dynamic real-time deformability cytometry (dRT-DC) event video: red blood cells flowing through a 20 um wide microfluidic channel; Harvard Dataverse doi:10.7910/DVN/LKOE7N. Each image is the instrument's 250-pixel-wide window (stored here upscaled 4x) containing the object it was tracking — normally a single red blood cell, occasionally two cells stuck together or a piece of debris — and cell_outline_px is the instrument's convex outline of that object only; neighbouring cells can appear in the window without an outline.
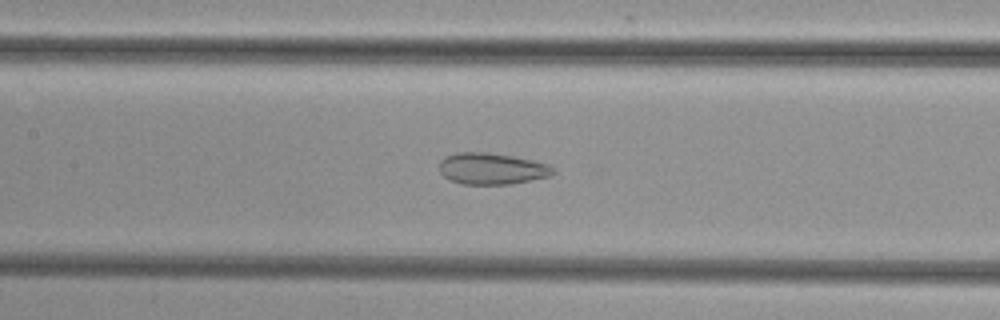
{"species": "common noctule bat (a hibernating species)", "species_latin": "Nyctalus noctula", "temperature_condition": "cold", "stored_images_in_passage": 37, "camera_frame_rate_fps": 3000, "um_per_image_px": 0.085, "animal": {"sex": "female", "body_mass_g": 29.2, "forearm_length_mm": 56.3}, "frame": {"image": 1, "passage_image": 10, "time_ms": 3.0, "image_size_px": [1000, 320], "cell_outline_px": [[556, 172], [552, 176], [512, 184], [464, 184], [448, 180], [440, 172], [440, 160], [444, 156], [460, 152], [488, 152], [512, 156], [532, 160], [548, 164], [556, 168]], "centroid_in_image_um": [41.83, 14.34], "position_along_channel_um": 165.6, "area_um2": 21.1}}
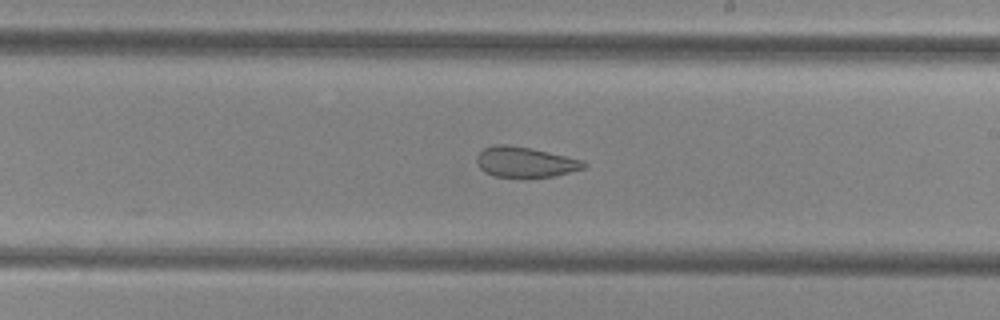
{"frame": {"image": 2, "passage_image": 16, "time_ms": 5.0, "image_size_px": [1000, 320], "cell_outline_px": [[588, 164], [584, 168], [556, 176], [496, 176], [484, 172], [476, 164], [476, 156], [484, 148], [496, 144], [508, 144], [532, 148], [584, 160]], "centroid_in_image_um": [44.64, 13.75], "position_along_channel_um": 244.4, "area_um2": 18.9}}
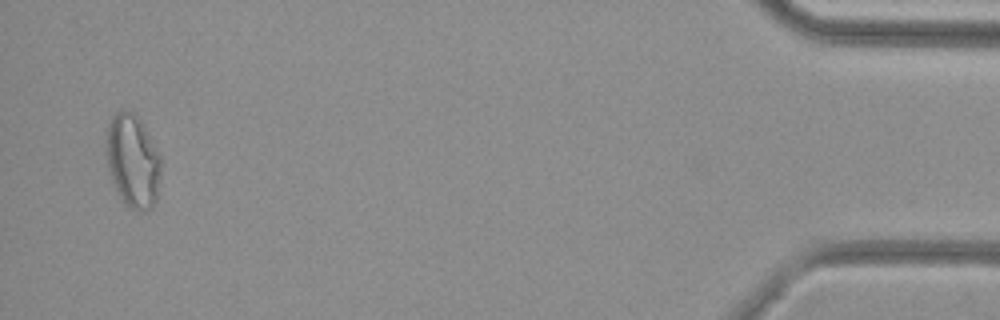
{"frame": {"image": 3, "passage_image": 36, "time_ms": 11.667, "image_size_px": [1000, 320], "cell_outline_px": [[160, 176], [156, 200], [152, 208], [144, 212], [140, 212], [128, 208], [124, 204], [112, 180], [108, 168], [104, 140], [108, 124], [112, 116], [116, 112], [132, 112], [140, 120], [160, 156]], "centroid_in_image_um": [11.26, 13.73], "position_along_channel_um": 423.9, "area_um2": 29.71}}